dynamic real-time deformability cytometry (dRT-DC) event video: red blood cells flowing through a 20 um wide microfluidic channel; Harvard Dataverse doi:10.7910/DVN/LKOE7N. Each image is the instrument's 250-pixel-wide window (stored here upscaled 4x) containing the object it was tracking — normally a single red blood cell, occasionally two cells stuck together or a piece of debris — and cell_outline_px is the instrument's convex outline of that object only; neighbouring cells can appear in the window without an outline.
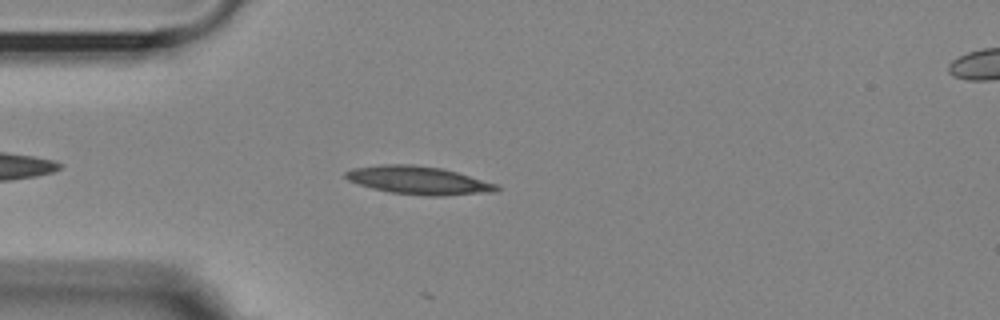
{"species": "Egyptian fruit bat (a non-hibernating species)", "species_latin": "Rousettus aegyptiacus", "temperature_condition": "room temperature", "stored_images_in_passage": 10, "camera_frame_rate_fps": 3000, "um_per_image_px": 0.085, "animal": {"sex": "female"}, "frame": {"image": 1, "passage_image": 6, "time_ms": 1.667, "image_size_px": [1000, 320], "cell_outline_px": [[500, 188], [496, 192], [444, 196], [428, 196], [392, 192], [372, 188], [348, 180], [344, 176], [344, 172], [352, 168], [384, 164], [412, 164], [440, 168], [456, 172], [496, 184]], "centroid_in_image_um": [35.57, 15.33], "position_along_channel_um": 49.4, "area_um2": 24.57}}